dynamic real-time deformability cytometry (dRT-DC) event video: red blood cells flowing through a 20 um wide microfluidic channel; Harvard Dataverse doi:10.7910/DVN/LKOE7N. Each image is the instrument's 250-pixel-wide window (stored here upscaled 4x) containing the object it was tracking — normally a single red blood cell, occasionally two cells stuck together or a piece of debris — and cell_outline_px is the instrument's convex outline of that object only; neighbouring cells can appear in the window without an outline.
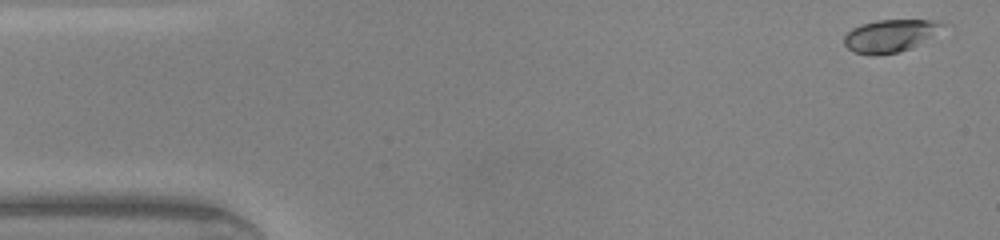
{"species": "common noctule bat (a hibernating species)", "species_latin": "Nyctalus noctula", "temperature_condition": "warm", "stored_images_in_passage": 47, "camera_frame_rate_fps": 3000, "um_per_image_px": 0.085, "animal": {"sex": "male", "body_mass_g": 20.0, "forearm_length_mm": 53.3}, "frame": {"image": 1, "passage_image": 2, "time_ms": 0.333, "image_size_px": [1000, 240], "cell_outline_px": [[944, 24], [912, 48], [900, 52], [876, 56], [872, 56], [856, 52], [848, 48], [844, 44], [844, 36], [852, 28], [860, 24], [876, 20], [932, 20]], "centroid_in_image_um": [75.53, 3.05], "position_along_channel_um": 9.5, "area_um2": 18.21}}
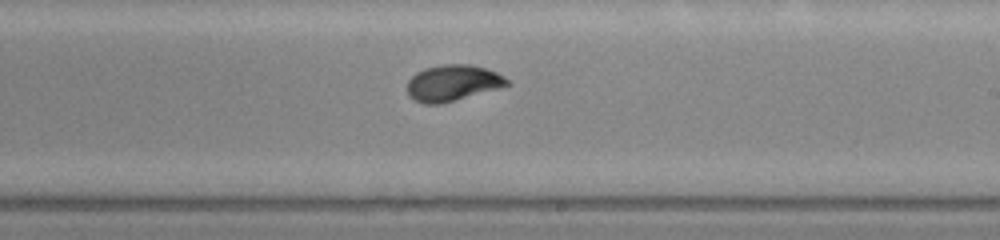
{"frame": {"image": 2, "passage_image": 27, "time_ms": 8.667, "image_size_px": [1000, 240], "cell_outline_px": [[512, 84], [440, 104], [424, 104], [408, 96], [408, 80], [416, 72], [424, 68], [444, 64], [468, 64], [484, 68], [496, 72], [504, 76]], "centroid_in_image_um": [38.46, 7.04], "position_along_channel_um": 250.5, "area_um2": 20.81}}
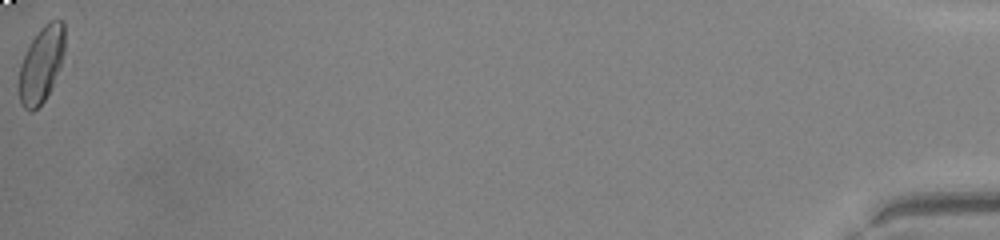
{"frame": {"image": 3, "passage_image": 47, "time_ms": 15.333, "image_size_px": [1000, 240], "cell_outline_px": [[64, 52], [60, 68], [44, 100], [32, 112], [24, 108], [20, 104], [16, 84], [20, 64], [36, 32], [48, 20], [64, 20]], "centroid_in_image_um": [3.47, 5.48], "position_along_channel_um": 431.7, "area_um2": 20.52}, "authors_computed_cell_mechanics": {"area_um2": 20.1722, "velocity_mm_per_s": 4.3229, "shape_relaxation_time_tau1_ms": 3.895, "shape_relaxation_time_tau2_ms": 1.2463, "deformation_change_tau1": 0.1834, "deformation_change_tau2": 0.045}}